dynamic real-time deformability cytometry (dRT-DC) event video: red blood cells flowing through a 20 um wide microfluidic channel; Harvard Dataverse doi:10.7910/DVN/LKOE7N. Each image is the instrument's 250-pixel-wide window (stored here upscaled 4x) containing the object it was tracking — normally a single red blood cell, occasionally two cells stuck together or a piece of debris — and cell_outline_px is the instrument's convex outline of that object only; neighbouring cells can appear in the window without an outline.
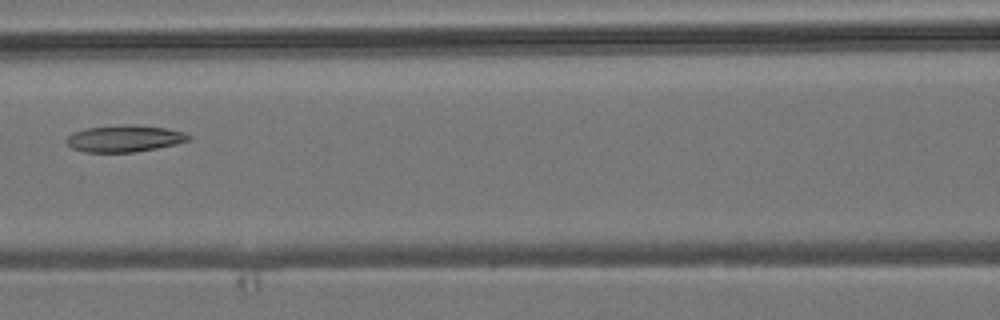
{"species": "common noctule bat (a hibernating species)", "species_latin": "Nyctalus noctula", "temperature_condition": "room temperature", "stored_images_in_passage": 5, "camera_frame_rate_fps": 3000, "um_per_image_px": 0.085, "animal": {"sex": "male", "body_mass_g": 19.2, "forearm_length_mm": 51.8}, "frame": {"image": 1, "passage_image": 4, "time_ms": 3.667, "image_size_px": [1000, 320], "cell_outline_px": [[192, 136], [188, 140], [176, 144], [136, 152], [84, 152], [72, 148], [64, 140], [72, 132], [88, 128], [124, 124], [132, 124], [168, 128], [184, 132]], "centroid_in_image_um": [10.58, 11.77], "position_along_channel_um": 156.0, "area_um2": 19.13}}
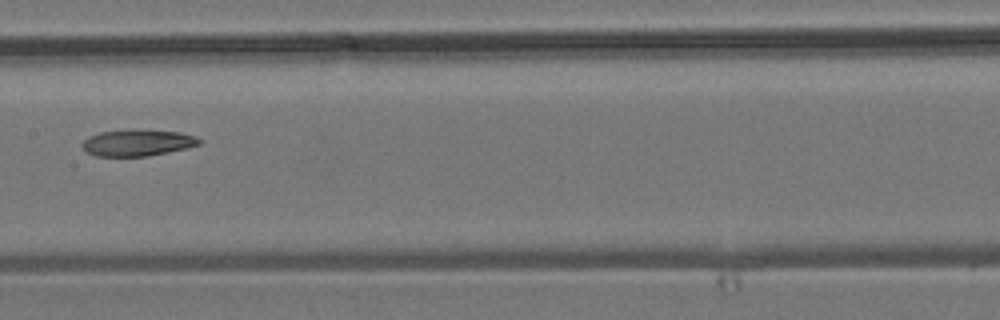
{"frame": {"image": 2, "passage_image": 5, "time_ms": 4.667, "image_size_px": [1000, 320], "cell_outline_px": [[204, 140], [200, 144], [184, 148], [148, 156], [96, 156], [88, 152], [80, 144], [88, 136], [100, 132], [128, 128], [132, 128], [180, 132], [196, 136]], "centroid_in_image_um": [11.68, 12.1], "position_along_channel_um": 195.7, "area_um2": 18.32}}